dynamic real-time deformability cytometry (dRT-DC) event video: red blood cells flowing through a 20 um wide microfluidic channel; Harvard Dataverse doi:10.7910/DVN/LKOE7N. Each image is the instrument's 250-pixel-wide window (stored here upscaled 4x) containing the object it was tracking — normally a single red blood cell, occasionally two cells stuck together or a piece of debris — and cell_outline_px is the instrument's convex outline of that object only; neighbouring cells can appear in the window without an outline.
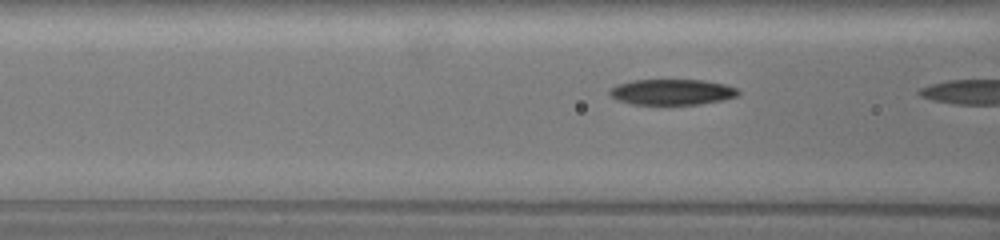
{"species": "common noctule bat (a hibernating species)", "species_latin": "Nyctalus noctula", "temperature_condition": "warm", "stored_images_in_passage": 5, "camera_frame_rate_fps": 3000, "um_per_image_px": 0.085, "animal": {"sex": "female", "body_mass_g": 19.5, "forearm_length_mm": 54.1}, "frame": {"image": 1, "passage_image": 4, "time_ms": 1.0, "image_size_px": [1000, 240], "cell_outline_px": [[740, 92], [736, 96], [720, 100], [700, 104], [668, 108], [632, 104], [620, 100], [612, 96], [608, 92], [616, 84], [632, 80], [704, 80], [724, 84], [736, 88]], "centroid_in_image_um": [57.09, 7.87], "position_along_channel_um": 109.5, "area_um2": 20.0}}